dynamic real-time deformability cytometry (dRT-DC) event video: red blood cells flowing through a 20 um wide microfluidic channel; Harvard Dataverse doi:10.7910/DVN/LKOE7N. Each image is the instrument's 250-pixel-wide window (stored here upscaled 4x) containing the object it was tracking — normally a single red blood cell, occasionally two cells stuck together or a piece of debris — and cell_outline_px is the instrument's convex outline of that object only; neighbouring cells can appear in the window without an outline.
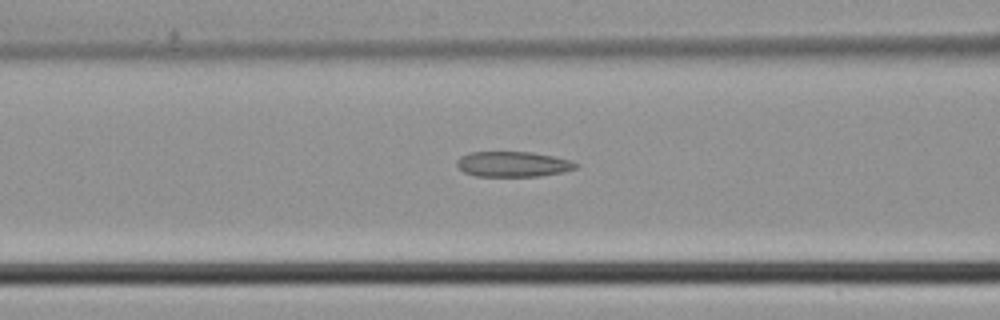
{"species": "common noctule bat (a hibernating species)", "species_latin": "Nyctalus noctula", "temperature_condition": "cold", "stored_images_in_passage": 36, "camera_frame_rate_fps": 3000, "um_per_image_px": 0.085, "animal": {"sex": "male", "body_mass_g": 21.5, "forearm_length_mm": 52.0}, "frame": {"image": 1, "passage_image": 18, "time_ms": 5.667, "image_size_px": [1000, 320], "cell_outline_px": [[580, 164], [576, 168], [564, 172], [540, 176], [476, 176], [464, 172], [456, 164], [456, 160], [460, 156], [468, 152], [532, 152], [572, 160]], "centroid_in_image_um": [43.62, 13.95], "position_along_channel_um": 123.0, "area_um2": 17.69}}
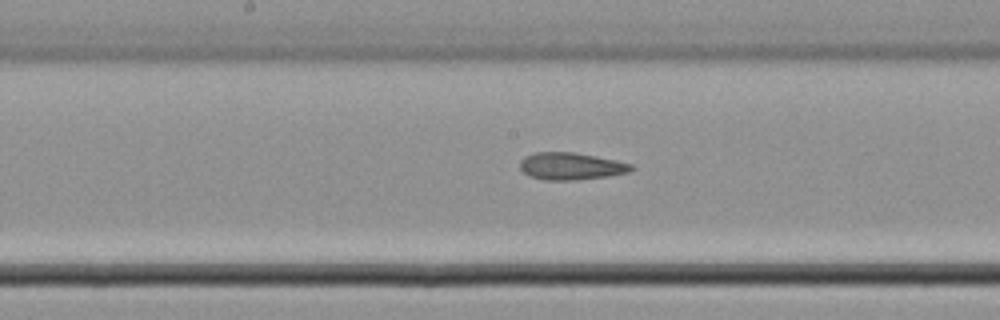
{"frame": {"image": 2, "passage_image": 23, "time_ms": 7.333, "image_size_px": [1000, 320], "cell_outline_px": [[636, 168], [628, 172], [608, 176], [576, 180], [544, 180], [528, 176], [520, 168], [520, 160], [524, 156], [536, 152], [572, 152], [616, 160], [632, 164]], "centroid_in_image_um": [48.51, 14.13], "position_along_channel_um": 199.7, "area_um2": 17.69}}
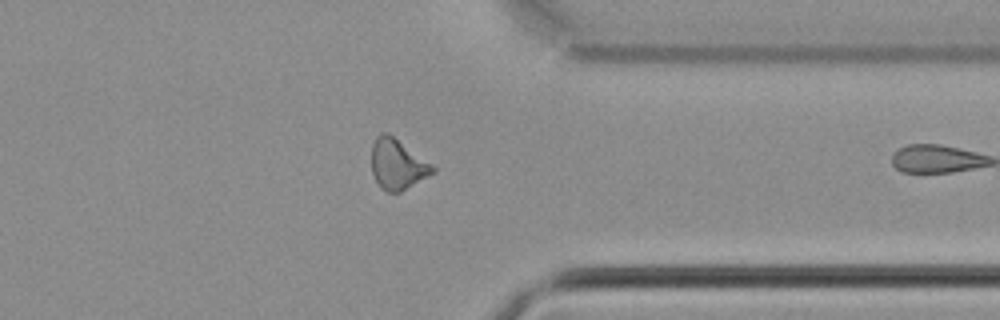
{"frame": {"image": 3, "passage_image": 35, "time_ms": 11.333, "image_size_px": [1000, 320], "cell_outline_px": [[436, 172], [400, 192], [388, 192], [380, 188], [372, 172], [372, 144], [376, 136], [380, 132], [388, 132], [432, 164], [436, 168]], "centroid_in_image_um": [33.78, 13.95], "position_along_channel_um": 377.6, "area_um2": 17.98}}